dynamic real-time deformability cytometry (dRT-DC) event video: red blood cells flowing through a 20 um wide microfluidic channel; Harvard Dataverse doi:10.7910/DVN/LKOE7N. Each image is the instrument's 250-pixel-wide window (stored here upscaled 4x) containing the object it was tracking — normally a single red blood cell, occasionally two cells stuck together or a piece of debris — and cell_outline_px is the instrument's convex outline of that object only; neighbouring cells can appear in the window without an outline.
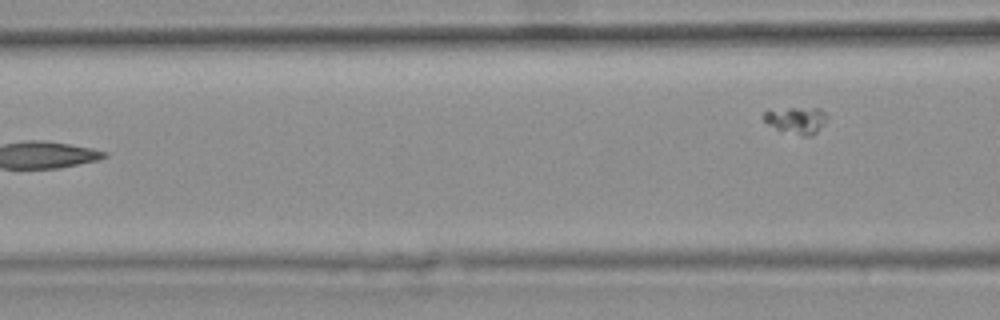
{"species": "common noctule bat (a hibernating species)", "species_latin": "Nyctalus noctula", "temperature_condition": "warm", "stored_images_in_passage": 6, "segment_of_instrument_passage": [2, 2], "camera_frame_rate_fps": 3000, "um_per_image_px": 0.085, "animal": {"sex": "female", "body_mass_g": 25.1}, "frame": {"image": 1, "passage_image": 6, "time_ms": 1.667, "image_size_px": [1000, 320], "cell_outline_px": [[828, 116], [824, 124], [812, 136], [800, 136], [780, 132], [768, 124], [764, 120], [764, 112], [788, 108], [820, 108], [828, 112]], "centroid_in_image_um": [67.74, 10.24], "position_along_channel_um": 98.9, "area_um2": 10.12}}